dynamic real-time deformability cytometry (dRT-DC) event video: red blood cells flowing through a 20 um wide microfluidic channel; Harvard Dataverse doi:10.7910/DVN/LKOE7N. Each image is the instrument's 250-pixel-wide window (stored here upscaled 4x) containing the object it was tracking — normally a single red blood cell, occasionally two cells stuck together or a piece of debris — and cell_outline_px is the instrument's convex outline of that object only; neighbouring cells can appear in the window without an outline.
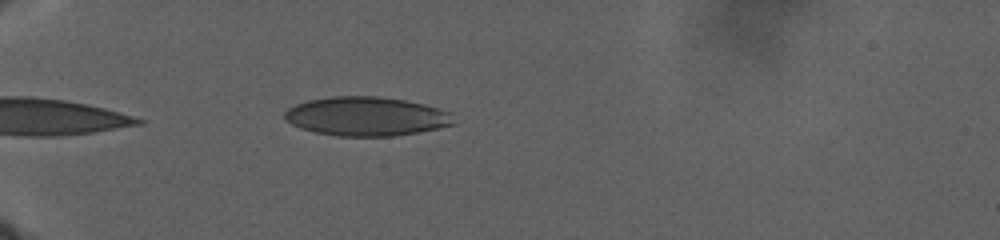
{"species": "human", "species_latin": "Homo sapiens", "temperature_condition": "warm", "stored_images_in_passage": 97, "camera_frame_rate_fps": 3000, "um_per_image_px": 0.085, "donor": {"sex": "male"}, "frame": {"image": 1, "passage_image": 1, "time_ms": 0.0, "image_size_px": [1000, 240], "cell_outline_px": [[456, 124], [416, 132], [392, 136], [336, 136], [316, 132], [300, 128], [284, 120], [284, 112], [288, 108], [296, 104], [308, 100], [332, 96], [380, 96], [404, 100], [424, 104], [448, 112]], "centroid_in_image_um": [31.08, 9.88], "position_along_channel_um": 53.9, "area_um2": 38.26}}
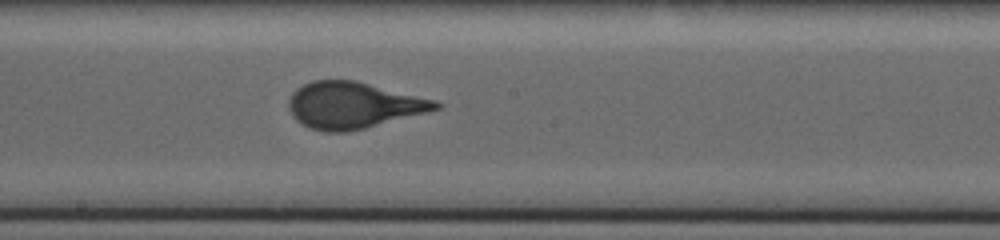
{"frame": {"image": 2, "passage_image": 44, "time_ms": 11.0, "image_size_px": [1000, 240], "cell_outline_px": [[444, 104], [440, 108], [428, 112], [348, 132], [324, 132], [308, 128], [296, 120], [292, 116], [288, 108], [288, 100], [292, 92], [296, 88], [312, 80], [352, 80], [436, 100]], "centroid_in_image_um": [29.99, 8.95], "position_along_channel_um": 218.2, "area_um2": 39.71}}
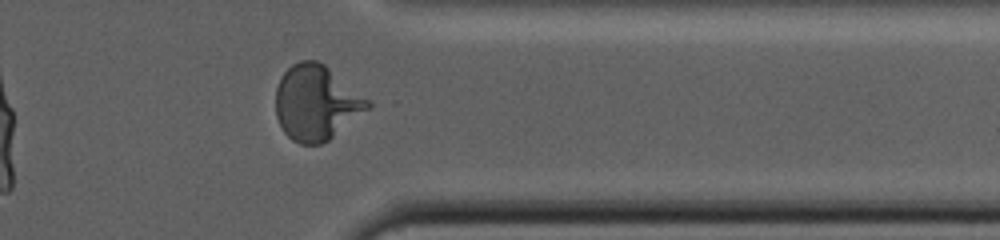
{"frame": {"image": 3, "passage_image": 83, "time_ms": 20.333, "image_size_px": [1000, 240], "cell_outline_px": [[372, 108], [328, 140], [320, 144], [300, 144], [292, 140], [284, 132], [276, 116], [276, 88], [280, 76], [292, 64], [300, 60], [316, 60], [324, 64], [368, 100], [372, 104]], "centroid_in_image_um": [26.87, 8.74], "position_along_channel_um": 384.5, "area_um2": 40.11}}